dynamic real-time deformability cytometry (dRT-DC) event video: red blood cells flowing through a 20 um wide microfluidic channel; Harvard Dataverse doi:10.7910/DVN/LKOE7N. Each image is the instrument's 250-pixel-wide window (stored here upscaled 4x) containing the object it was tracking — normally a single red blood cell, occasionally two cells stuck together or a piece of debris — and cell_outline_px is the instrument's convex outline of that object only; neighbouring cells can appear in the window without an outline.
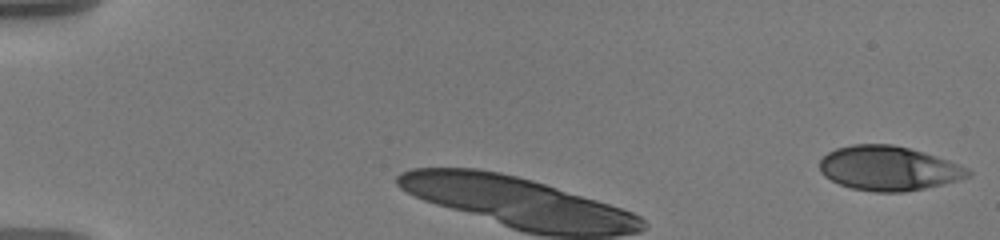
{"species": "human", "species_latin": "Homo sapiens", "temperature_condition": "warm", "stored_images_in_passage": 5, "camera_frame_rate_fps": 3000, "um_per_image_px": 0.085, "donor": {"sex": "male"}, "frame": {"image": 1, "passage_image": 1, "time_ms": 0.0, "image_size_px": [1000, 240], "cell_outline_px": [[972, 176], [944, 184], [904, 192], [872, 192], [852, 188], [840, 184], [824, 176], [820, 172], [820, 160], [828, 152], [836, 148], [852, 144], [892, 144], [924, 152], [960, 164], [968, 168], [972, 172]], "centroid_in_image_um": [75.55, 14.31], "position_along_channel_um": 9.5, "area_um2": 38.55}}